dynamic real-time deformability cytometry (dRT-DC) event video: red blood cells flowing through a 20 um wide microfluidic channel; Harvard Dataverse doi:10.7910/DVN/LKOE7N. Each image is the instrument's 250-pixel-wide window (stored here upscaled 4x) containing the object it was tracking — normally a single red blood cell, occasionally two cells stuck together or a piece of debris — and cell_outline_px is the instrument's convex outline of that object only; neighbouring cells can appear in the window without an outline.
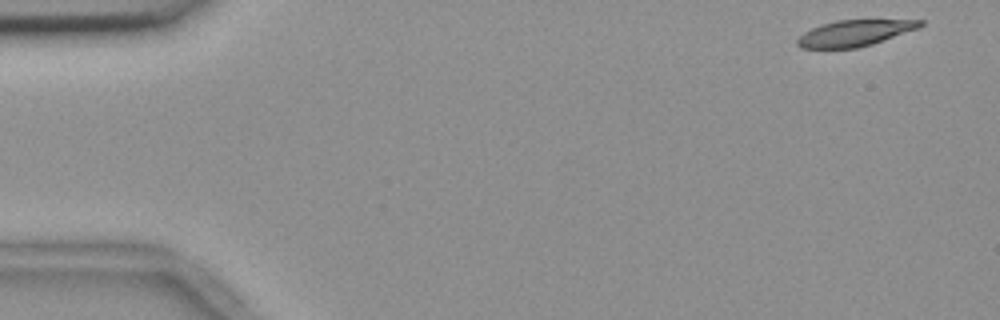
{"species": "common noctule bat (a hibernating species)", "species_latin": "Nyctalus noctula", "temperature_condition": "room temperature", "stored_images_in_passage": 4, "camera_frame_rate_fps": 3000, "um_per_image_px": 0.085, "animal": {"sex": "female", "body_mass_g": 18.4}, "frame": {"image": 1, "passage_image": 1, "time_ms": 0.0, "image_size_px": [1000, 320], "cell_outline_px": [[924, 24], [920, 28], [872, 44], [856, 48], [800, 48], [796, 44], [796, 40], [804, 32], [820, 24], [836, 20], [924, 20]], "centroid_in_image_um": [72.65, 2.81], "position_along_channel_um": 12.4, "area_um2": 18.73}}